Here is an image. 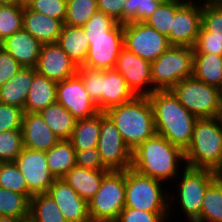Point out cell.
Wrapping results in <instances>:
<instances>
[{
	"label": "cell",
	"instance_id": "ac0fdd59",
	"mask_svg": "<svg viewBox=\"0 0 222 222\" xmlns=\"http://www.w3.org/2000/svg\"><path fill=\"white\" fill-rule=\"evenodd\" d=\"M35 70L50 80L61 82L76 75L78 66L58 43H49L42 44Z\"/></svg>",
	"mask_w": 222,
	"mask_h": 222
},
{
	"label": "cell",
	"instance_id": "ab89813d",
	"mask_svg": "<svg viewBox=\"0 0 222 222\" xmlns=\"http://www.w3.org/2000/svg\"><path fill=\"white\" fill-rule=\"evenodd\" d=\"M23 149L21 130L0 133V162H14Z\"/></svg>",
	"mask_w": 222,
	"mask_h": 222
},
{
	"label": "cell",
	"instance_id": "60d3db41",
	"mask_svg": "<svg viewBox=\"0 0 222 222\" xmlns=\"http://www.w3.org/2000/svg\"><path fill=\"white\" fill-rule=\"evenodd\" d=\"M77 74L82 78L84 87L90 98L96 103L101 112L102 70L78 67Z\"/></svg>",
	"mask_w": 222,
	"mask_h": 222
},
{
	"label": "cell",
	"instance_id": "d590c367",
	"mask_svg": "<svg viewBox=\"0 0 222 222\" xmlns=\"http://www.w3.org/2000/svg\"><path fill=\"white\" fill-rule=\"evenodd\" d=\"M0 187L24 194L29 199L33 196L15 162H0Z\"/></svg>",
	"mask_w": 222,
	"mask_h": 222
},
{
	"label": "cell",
	"instance_id": "11a10c76",
	"mask_svg": "<svg viewBox=\"0 0 222 222\" xmlns=\"http://www.w3.org/2000/svg\"><path fill=\"white\" fill-rule=\"evenodd\" d=\"M22 222H32L30 219L23 220Z\"/></svg>",
	"mask_w": 222,
	"mask_h": 222
},
{
	"label": "cell",
	"instance_id": "4fadbf2b",
	"mask_svg": "<svg viewBox=\"0 0 222 222\" xmlns=\"http://www.w3.org/2000/svg\"><path fill=\"white\" fill-rule=\"evenodd\" d=\"M14 162L24 176L28 190L33 195L48 192L55 177L48 168L45 151L23 147Z\"/></svg>",
	"mask_w": 222,
	"mask_h": 222
},
{
	"label": "cell",
	"instance_id": "ba28073f",
	"mask_svg": "<svg viewBox=\"0 0 222 222\" xmlns=\"http://www.w3.org/2000/svg\"><path fill=\"white\" fill-rule=\"evenodd\" d=\"M171 91L178 101L197 118H214L222 108V90L196 79L181 80Z\"/></svg>",
	"mask_w": 222,
	"mask_h": 222
},
{
	"label": "cell",
	"instance_id": "816d5d0a",
	"mask_svg": "<svg viewBox=\"0 0 222 222\" xmlns=\"http://www.w3.org/2000/svg\"><path fill=\"white\" fill-rule=\"evenodd\" d=\"M217 118H218V120L220 122V125H221V128H222V108H221Z\"/></svg>",
	"mask_w": 222,
	"mask_h": 222
},
{
	"label": "cell",
	"instance_id": "1f68e13d",
	"mask_svg": "<svg viewBox=\"0 0 222 222\" xmlns=\"http://www.w3.org/2000/svg\"><path fill=\"white\" fill-rule=\"evenodd\" d=\"M29 219L32 222H67L58 205L47 193L31 197Z\"/></svg>",
	"mask_w": 222,
	"mask_h": 222
},
{
	"label": "cell",
	"instance_id": "836d02e7",
	"mask_svg": "<svg viewBox=\"0 0 222 222\" xmlns=\"http://www.w3.org/2000/svg\"><path fill=\"white\" fill-rule=\"evenodd\" d=\"M30 199L14 191L0 187V216L29 219Z\"/></svg>",
	"mask_w": 222,
	"mask_h": 222
},
{
	"label": "cell",
	"instance_id": "30bf717a",
	"mask_svg": "<svg viewBox=\"0 0 222 222\" xmlns=\"http://www.w3.org/2000/svg\"><path fill=\"white\" fill-rule=\"evenodd\" d=\"M182 179L177 180V202L188 221H196L200 217L203 199L208 187L219 177V173L211 169L190 168L184 165Z\"/></svg>",
	"mask_w": 222,
	"mask_h": 222
},
{
	"label": "cell",
	"instance_id": "d6986e66",
	"mask_svg": "<svg viewBox=\"0 0 222 222\" xmlns=\"http://www.w3.org/2000/svg\"><path fill=\"white\" fill-rule=\"evenodd\" d=\"M47 194L58 205L67 222H89L88 202L64 179H55Z\"/></svg>",
	"mask_w": 222,
	"mask_h": 222
},
{
	"label": "cell",
	"instance_id": "4dcf8cb0",
	"mask_svg": "<svg viewBox=\"0 0 222 222\" xmlns=\"http://www.w3.org/2000/svg\"><path fill=\"white\" fill-rule=\"evenodd\" d=\"M101 112L93 117L77 119L69 141L75 150L97 147L100 137Z\"/></svg>",
	"mask_w": 222,
	"mask_h": 222
},
{
	"label": "cell",
	"instance_id": "c3c4849f",
	"mask_svg": "<svg viewBox=\"0 0 222 222\" xmlns=\"http://www.w3.org/2000/svg\"><path fill=\"white\" fill-rule=\"evenodd\" d=\"M22 219H18L11 216H0V222H22Z\"/></svg>",
	"mask_w": 222,
	"mask_h": 222
},
{
	"label": "cell",
	"instance_id": "681fc988",
	"mask_svg": "<svg viewBox=\"0 0 222 222\" xmlns=\"http://www.w3.org/2000/svg\"><path fill=\"white\" fill-rule=\"evenodd\" d=\"M34 0H17V5L21 8H29Z\"/></svg>",
	"mask_w": 222,
	"mask_h": 222
},
{
	"label": "cell",
	"instance_id": "277c9868",
	"mask_svg": "<svg viewBox=\"0 0 222 222\" xmlns=\"http://www.w3.org/2000/svg\"><path fill=\"white\" fill-rule=\"evenodd\" d=\"M119 129L127 147L133 151L156 134L154 115L148 97H135L130 102L104 112Z\"/></svg>",
	"mask_w": 222,
	"mask_h": 222
},
{
	"label": "cell",
	"instance_id": "cb8c5ba5",
	"mask_svg": "<svg viewBox=\"0 0 222 222\" xmlns=\"http://www.w3.org/2000/svg\"><path fill=\"white\" fill-rule=\"evenodd\" d=\"M110 170H92L75 165L62 178L87 202L98 192L104 176Z\"/></svg>",
	"mask_w": 222,
	"mask_h": 222
},
{
	"label": "cell",
	"instance_id": "484cf974",
	"mask_svg": "<svg viewBox=\"0 0 222 222\" xmlns=\"http://www.w3.org/2000/svg\"><path fill=\"white\" fill-rule=\"evenodd\" d=\"M35 68L23 67L6 84L0 87V103L17 106L24 111Z\"/></svg>",
	"mask_w": 222,
	"mask_h": 222
},
{
	"label": "cell",
	"instance_id": "f1b7e54d",
	"mask_svg": "<svg viewBox=\"0 0 222 222\" xmlns=\"http://www.w3.org/2000/svg\"><path fill=\"white\" fill-rule=\"evenodd\" d=\"M39 114L60 140H69L75 128L76 118L60 103L50 104Z\"/></svg>",
	"mask_w": 222,
	"mask_h": 222
},
{
	"label": "cell",
	"instance_id": "bcb514c9",
	"mask_svg": "<svg viewBox=\"0 0 222 222\" xmlns=\"http://www.w3.org/2000/svg\"><path fill=\"white\" fill-rule=\"evenodd\" d=\"M23 67L0 46V87L6 84Z\"/></svg>",
	"mask_w": 222,
	"mask_h": 222
},
{
	"label": "cell",
	"instance_id": "f35d334b",
	"mask_svg": "<svg viewBox=\"0 0 222 222\" xmlns=\"http://www.w3.org/2000/svg\"><path fill=\"white\" fill-rule=\"evenodd\" d=\"M24 8L18 5H3L0 10V43L22 30Z\"/></svg>",
	"mask_w": 222,
	"mask_h": 222
},
{
	"label": "cell",
	"instance_id": "83f0119b",
	"mask_svg": "<svg viewBox=\"0 0 222 222\" xmlns=\"http://www.w3.org/2000/svg\"><path fill=\"white\" fill-rule=\"evenodd\" d=\"M193 76L222 90V55L194 52Z\"/></svg>",
	"mask_w": 222,
	"mask_h": 222
},
{
	"label": "cell",
	"instance_id": "e0dca14e",
	"mask_svg": "<svg viewBox=\"0 0 222 222\" xmlns=\"http://www.w3.org/2000/svg\"><path fill=\"white\" fill-rule=\"evenodd\" d=\"M202 22V4L184 2L175 12L168 40L171 45L194 47Z\"/></svg>",
	"mask_w": 222,
	"mask_h": 222
},
{
	"label": "cell",
	"instance_id": "74e56055",
	"mask_svg": "<svg viewBox=\"0 0 222 222\" xmlns=\"http://www.w3.org/2000/svg\"><path fill=\"white\" fill-rule=\"evenodd\" d=\"M164 0H125L123 24L145 22Z\"/></svg>",
	"mask_w": 222,
	"mask_h": 222
},
{
	"label": "cell",
	"instance_id": "9c48e42d",
	"mask_svg": "<svg viewBox=\"0 0 222 222\" xmlns=\"http://www.w3.org/2000/svg\"><path fill=\"white\" fill-rule=\"evenodd\" d=\"M125 207V171L110 170L88 201L90 221L115 222Z\"/></svg>",
	"mask_w": 222,
	"mask_h": 222
},
{
	"label": "cell",
	"instance_id": "f907efd6",
	"mask_svg": "<svg viewBox=\"0 0 222 222\" xmlns=\"http://www.w3.org/2000/svg\"><path fill=\"white\" fill-rule=\"evenodd\" d=\"M2 5H17V0H0Z\"/></svg>",
	"mask_w": 222,
	"mask_h": 222
},
{
	"label": "cell",
	"instance_id": "d6a6232c",
	"mask_svg": "<svg viewBox=\"0 0 222 222\" xmlns=\"http://www.w3.org/2000/svg\"><path fill=\"white\" fill-rule=\"evenodd\" d=\"M196 222H222V179L220 177L206 190L200 217Z\"/></svg>",
	"mask_w": 222,
	"mask_h": 222
},
{
	"label": "cell",
	"instance_id": "6da1fadb",
	"mask_svg": "<svg viewBox=\"0 0 222 222\" xmlns=\"http://www.w3.org/2000/svg\"><path fill=\"white\" fill-rule=\"evenodd\" d=\"M83 28L89 40V50L83 66L98 70L114 69L124 48L123 24L97 11Z\"/></svg>",
	"mask_w": 222,
	"mask_h": 222
},
{
	"label": "cell",
	"instance_id": "7c38bea8",
	"mask_svg": "<svg viewBox=\"0 0 222 222\" xmlns=\"http://www.w3.org/2000/svg\"><path fill=\"white\" fill-rule=\"evenodd\" d=\"M124 48L149 62L155 61L170 46L168 37L145 22L123 24Z\"/></svg>",
	"mask_w": 222,
	"mask_h": 222
},
{
	"label": "cell",
	"instance_id": "ee69618b",
	"mask_svg": "<svg viewBox=\"0 0 222 222\" xmlns=\"http://www.w3.org/2000/svg\"><path fill=\"white\" fill-rule=\"evenodd\" d=\"M23 109L0 103V133L8 130H21Z\"/></svg>",
	"mask_w": 222,
	"mask_h": 222
},
{
	"label": "cell",
	"instance_id": "ffe728a7",
	"mask_svg": "<svg viewBox=\"0 0 222 222\" xmlns=\"http://www.w3.org/2000/svg\"><path fill=\"white\" fill-rule=\"evenodd\" d=\"M21 133L23 147L32 150L48 151L60 140L37 112H24Z\"/></svg>",
	"mask_w": 222,
	"mask_h": 222
},
{
	"label": "cell",
	"instance_id": "2e32d148",
	"mask_svg": "<svg viewBox=\"0 0 222 222\" xmlns=\"http://www.w3.org/2000/svg\"><path fill=\"white\" fill-rule=\"evenodd\" d=\"M193 52L222 55V1L202 3L201 28Z\"/></svg>",
	"mask_w": 222,
	"mask_h": 222
},
{
	"label": "cell",
	"instance_id": "3957f363",
	"mask_svg": "<svg viewBox=\"0 0 222 222\" xmlns=\"http://www.w3.org/2000/svg\"><path fill=\"white\" fill-rule=\"evenodd\" d=\"M178 163H186L184 150L158 134L145 140L132 151L131 168L141 175L162 182L174 178L176 182V179L181 177Z\"/></svg>",
	"mask_w": 222,
	"mask_h": 222
},
{
	"label": "cell",
	"instance_id": "603a6c76",
	"mask_svg": "<svg viewBox=\"0 0 222 222\" xmlns=\"http://www.w3.org/2000/svg\"><path fill=\"white\" fill-rule=\"evenodd\" d=\"M63 25L61 20L24 8L22 29L42 44L57 43Z\"/></svg>",
	"mask_w": 222,
	"mask_h": 222
},
{
	"label": "cell",
	"instance_id": "7a4b0ae2",
	"mask_svg": "<svg viewBox=\"0 0 222 222\" xmlns=\"http://www.w3.org/2000/svg\"><path fill=\"white\" fill-rule=\"evenodd\" d=\"M148 98L156 134L185 150L191 142L198 118L178 101L171 90H155Z\"/></svg>",
	"mask_w": 222,
	"mask_h": 222
},
{
	"label": "cell",
	"instance_id": "52a82bcc",
	"mask_svg": "<svg viewBox=\"0 0 222 222\" xmlns=\"http://www.w3.org/2000/svg\"><path fill=\"white\" fill-rule=\"evenodd\" d=\"M193 63L192 47L171 45L151 62L152 87L171 90L181 80L193 76Z\"/></svg>",
	"mask_w": 222,
	"mask_h": 222
},
{
	"label": "cell",
	"instance_id": "44dd1931",
	"mask_svg": "<svg viewBox=\"0 0 222 222\" xmlns=\"http://www.w3.org/2000/svg\"><path fill=\"white\" fill-rule=\"evenodd\" d=\"M22 67L35 68L40 55L42 43L23 29L14 33L0 43Z\"/></svg>",
	"mask_w": 222,
	"mask_h": 222
},
{
	"label": "cell",
	"instance_id": "7402d4cb",
	"mask_svg": "<svg viewBox=\"0 0 222 222\" xmlns=\"http://www.w3.org/2000/svg\"><path fill=\"white\" fill-rule=\"evenodd\" d=\"M135 97L125 79L115 68L102 70L101 112L130 102Z\"/></svg>",
	"mask_w": 222,
	"mask_h": 222
},
{
	"label": "cell",
	"instance_id": "5b68a950",
	"mask_svg": "<svg viewBox=\"0 0 222 222\" xmlns=\"http://www.w3.org/2000/svg\"><path fill=\"white\" fill-rule=\"evenodd\" d=\"M184 155L187 167L219 173L222 169V128L217 117L197 119Z\"/></svg>",
	"mask_w": 222,
	"mask_h": 222
},
{
	"label": "cell",
	"instance_id": "db71d44e",
	"mask_svg": "<svg viewBox=\"0 0 222 222\" xmlns=\"http://www.w3.org/2000/svg\"><path fill=\"white\" fill-rule=\"evenodd\" d=\"M219 177L222 179V169L219 171Z\"/></svg>",
	"mask_w": 222,
	"mask_h": 222
},
{
	"label": "cell",
	"instance_id": "7bdbcfd3",
	"mask_svg": "<svg viewBox=\"0 0 222 222\" xmlns=\"http://www.w3.org/2000/svg\"><path fill=\"white\" fill-rule=\"evenodd\" d=\"M29 9L42 13L50 18L61 20L66 18L67 0H34Z\"/></svg>",
	"mask_w": 222,
	"mask_h": 222
},
{
	"label": "cell",
	"instance_id": "d4e9b609",
	"mask_svg": "<svg viewBox=\"0 0 222 222\" xmlns=\"http://www.w3.org/2000/svg\"><path fill=\"white\" fill-rule=\"evenodd\" d=\"M57 43L78 67L84 65L89 40L82 26L64 24Z\"/></svg>",
	"mask_w": 222,
	"mask_h": 222
},
{
	"label": "cell",
	"instance_id": "b9f144b4",
	"mask_svg": "<svg viewBox=\"0 0 222 222\" xmlns=\"http://www.w3.org/2000/svg\"><path fill=\"white\" fill-rule=\"evenodd\" d=\"M169 212H148L124 207L115 222H166Z\"/></svg>",
	"mask_w": 222,
	"mask_h": 222
},
{
	"label": "cell",
	"instance_id": "f5cc1de1",
	"mask_svg": "<svg viewBox=\"0 0 222 222\" xmlns=\"http://www.w3.org/2000/svg\"><path fill=\"white\" fill-rule=\"evenodd\" d=\"M182 1H185V2H193V0H182ZM201 1V0H200ZM203 2H207V0H203Z\"/></svg>",
	"mask_w": 222,
	"mask_h": 222
},
{
	"label": "cell",
	"instance_id": "9a60e30c",
	"mask_svg": "<svg viewBox=\"0 0 222 222\" xmlns=\"http://www.w3.org/2000/svg\"><path fill=\"white\" fill-rule=\"evenodd\" d=\"M56 102L64 106L76 119L93 117L100 112L78 74L57 82Z\"/></svg>",
	"mask_w": 222,
	"mask_h": 222
},
{
	"label": "cell",
	"instance_id": "8d00e7d4",
	"mask_svg": "<svg viewBox=\"0 0 222 222\" xmlns=\"http://www.w3.org/2000/svg\"><path fill=\"white\" fill-rule=\"evenodd\" d=\"M97 11V0H67L64 24L83 27Z\"/></svg>",
	"mask_w": 222,
	"mask_h": 222
},
{
	"label": "cell",
	"instance_id": "f6af8a7d",
	"mask_svg": "<svg viewBox=\"0 0 222 222\" xmlns=\"http://www.w3.org/2000/svg\"><path fill=\"white\" fill-rule=\"evenodd\" d=\"M76 165L92 170H108L101 161L97 147L76 150Z\"/></svg>",
	"mask_w": 222,
	"mask_h": 222
},
{
	"label": "cell",
	"instance_id": "f546056e",
	"mask_svg": "<svg viewBox=\"0 0 222 222\" xmlns=\"http://www.w3.org/2000/svg\"><path fill=\"white\" fill-rule=\"evenodd\" d=\"M45 154L48 168L55 179L63 178L76 165V150L69 140H59Z\"/></svg>",
	"mask_w": 222,
	"mask_h": 222
},
{
	"label": "cell",
	"instance_id": "4316f807",
	"mask_svg": "<svg viewBox=\"0 0 222 222\" xmlns=\"http://www.w3.org/2000/svg\"><path fill=\"white\" fill-rule=\"evenodd\" d=\"M57 82L35 73L27 94L24 112H37L56 102Z\"/></svg>",
	"mask_w": 222,
	"mask_h": 222
},
{
	"label": "cell",
	"instance_id": "8992f818",
	"mask_svg": "<svg viewBox=\"0 0 222 222\" xmlns=\"http://www.w3.org/2000/svg\"><path fill=\"white\" fill-rule=\"evenodd\" d=\"M162 184V181L141 175L132 168L125 170V207L148 212H168L176 203L172 201L176 198L169 195Z\"/></svg>",
	"mask_w": 222,
	"mask_h": 222
},
{
	"label": "cell",
	"instance_id": "8fae6325",
	"mask_svg": "<svg viewBox=\"0 0 222 222\" xmlns=\"http://www.w3.org/2000/svg\"><path fill=\"white\" fill-rule=\"evenodd\" d=\"M97 149L102 163L108 170L125 171L131 168L132 151L124 142L119 129L104 112H101Z\"/></svg>",
	"mask_w": 222,
	"mask_h": 222
},
{
	"label": "cell",
	"instance_id": "5bb4252c",
	"mask_svg": "<svg viewBox=\"0 0 222 222\" xmlns=\"http://www.w3.org/2000/svg\"><path fill=\"white\" fill-rule=\"evenodd\" d=\"M115 69L125 79L135 96L148 97L155 91L152 87L151 62L140 58L126 48L121 50Z\"/></svg>",
	"mask_w": 222,
	"mask_h": 222
},
{
	"label": "cell",
	"instance_id": "e575fe53",
	"mask_svg": "<svg viewBox=\"0 0 222 222\" xmlns=\"http://www.w3.org/2000/svg\"><path fill=\"white\" fill-rule=\"evenodd\" d=\"M182 0H164L145 23L166 37L170 34L175 12L184 3Z\"/></svg>",
	"mask_w": 222,
	"mask_h": 222
},
{
	"label": "cell",
	"instance_id": "7dc6e473",
	"mask_svg": "<svg viewBox=\"0 0 222 222\" xmlns=\"http://www.w3.org/2000/svg\"><path fill=\"white\" fill-rule=\"evenodd\" d=\"M125 0H97L98 11L123 24V3Z\"/></svg>",
	"mask_w": 222,
	"mask_h": 222
}]
</instances>
